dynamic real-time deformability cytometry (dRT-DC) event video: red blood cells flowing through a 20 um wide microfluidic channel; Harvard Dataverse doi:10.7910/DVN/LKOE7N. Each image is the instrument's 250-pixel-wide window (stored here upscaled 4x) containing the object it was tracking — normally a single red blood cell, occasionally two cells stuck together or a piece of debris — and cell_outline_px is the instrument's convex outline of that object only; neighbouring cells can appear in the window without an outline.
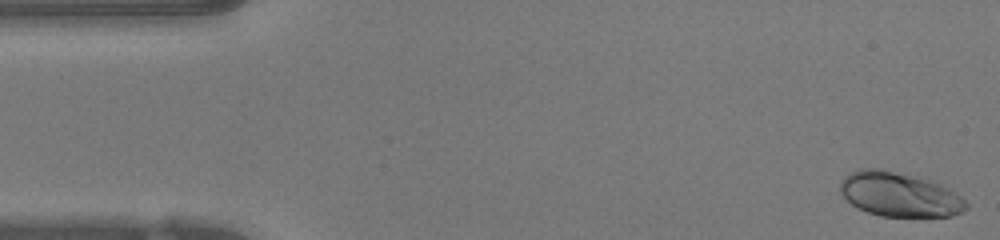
{"species": "human", "species_latin": "Homo sapiens", "temperature_condition": "warm", "stored_images_in_passage": 47, "camera_frame_rate_fps": 3000, "um_per_image_px": 0.085, "donor": {"sex": "female"}, "frame": {"image": 1, "passage_image": 1, "time_ms": 0.0, "image_size_px": [1000, 240], "cell_outline_px": [[968, 208], [952, 216], [880, 216], [856, 208], [840, 192], [840, 180], [844, 176], [860, 168], [880, 168], [928, 180], [940, 184], [948, 188], [960, 196], [968, 204]], "centroid_in_image_um": [76.42, 16.53], "position_along_channel_um": 8.6, "area_um2": 32.37}}
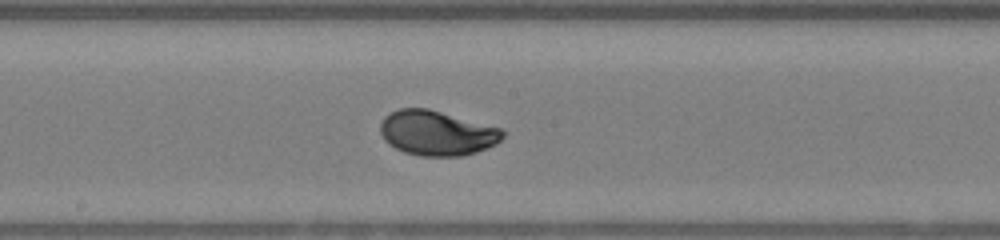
{"frame": {"image": 2, "passage_image": 24, "time_ms": 7.667, "image_size_px": [1000, 240], "cell_outline_px": [[508, 132], [496, 144], [476, 152], [460, 156], [420, 156], [404, 152], [388, 144], [384, 140], [380, 132], [380, 124], [384, 116], [388, 112], [400, 108], [428, 108], [500, 128]], "centroid_in_image_um": [37.11, 11.3], "position_along_channel_um": 211.1, "area_um2": 32.14}}
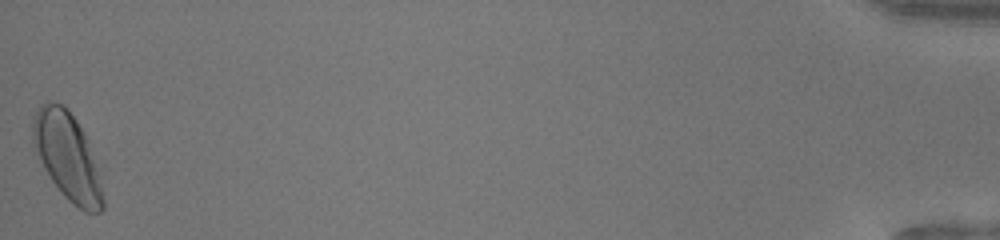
{"frame": {"image": 3, "passage_image": 47, "time_ms": 15.333, "image_size_px": [1000, 240], "cell_outline_px": [[104, 208], [100, 212], [84, 212], [72, 204], [64, 196], [52, 180], [32, 152], [32, 120], [36, 108], [40, 104], [48, 100], [64, 104], [76, 120], [84, 132], [104, 164]], "centroid_in_image_um": [5.81, 13.3], "position_along_channel_um": 429.4, "area_um2": 38.03}, "authors_computed_cell_mechanics": {"area_um2": 31.6744, "velocity_mm_per_s": 4.2545, "shape_relaxation_time_tau1_ms": 2.7524, "shape_relaxation_time_tau2_ms": null, "deformation_change_tau1": 0.1707, "deformation_change_tau2": null}}